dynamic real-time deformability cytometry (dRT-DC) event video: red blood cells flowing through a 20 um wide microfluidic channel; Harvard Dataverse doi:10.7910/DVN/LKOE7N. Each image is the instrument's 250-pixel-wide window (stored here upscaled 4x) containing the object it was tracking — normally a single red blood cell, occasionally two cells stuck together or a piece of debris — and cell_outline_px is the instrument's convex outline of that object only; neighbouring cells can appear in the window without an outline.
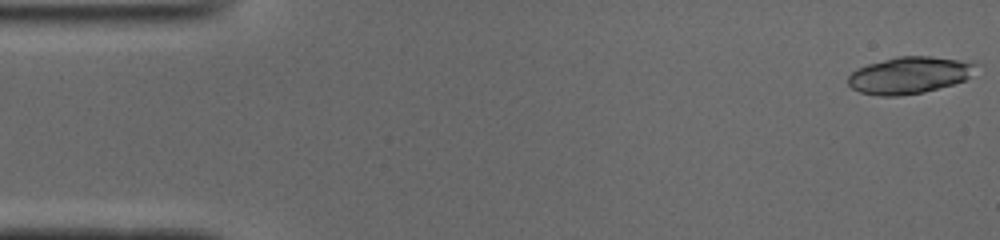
{"species": "common noctule bat (a hibernating species)", "species_latin": "Nyctalus noctula", "temperature_condition": "cold", "stored_images_in_passage": 50, "segment_of_instrument_passage": [1, 2], "camera_frame_rate_fps": 3000, "um_per_image_px": 0.085, "animal": {"sex": "male", "body_mass_g": 19.0, "forearm_length_mm": 50.8}, "frame": {"image": 1, "passage_image": 1, "time_ms": 0.0, "image_size_px": [1000, 240], "cell_outline_px": [[976, 64], [968, 76], [964, 80], [952, 84], [924, 92], [900, 96], [880, 96], [860, 92], [852, 88], [848, 84], [848, 76], [856, 68], [868, 64], [896, 56], [932, 56], [976, 60]], "centroid_in_image_um": [77.29, 6.37], "position_along_channel_um": 7.7, "area_um2": 27.63}}
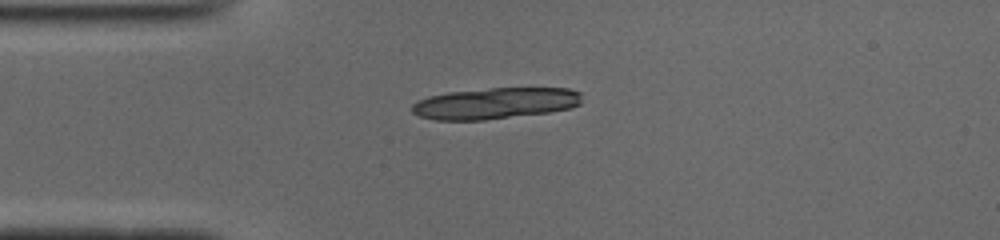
{"frame": {"image": 2, "passage_image": 12, "time_ms": 3.667, "image_size_px": [1000, 240], "cell_outline_px": [[580, 104], [572, 108], [548, 112], [484, 120], [436, 120], [420, 116], [412, 112], [412, 104], [416, 100], [428, 96], [448, 92], [488, 88], [568, 88], [580, 92]], "centroid_in_image_um": [42.07, 8.78], "position_along_channel_um": 42.9, "area_um2": 30.98}}